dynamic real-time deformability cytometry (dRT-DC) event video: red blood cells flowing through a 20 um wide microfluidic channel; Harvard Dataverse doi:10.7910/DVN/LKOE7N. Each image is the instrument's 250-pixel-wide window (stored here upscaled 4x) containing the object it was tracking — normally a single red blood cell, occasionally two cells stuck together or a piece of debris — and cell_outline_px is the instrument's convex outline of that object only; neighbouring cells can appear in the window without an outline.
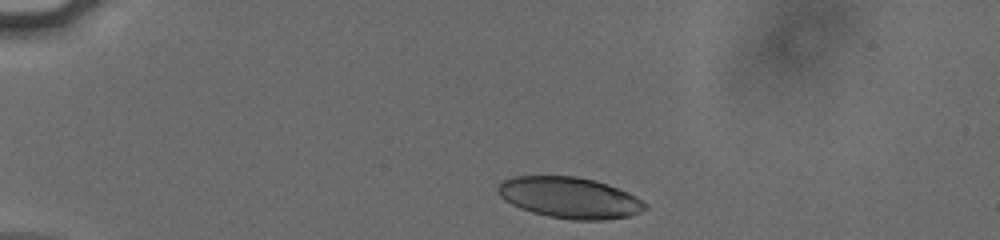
{"species": "human", "species_latin": "Homo sapiens", "temperature_condition": "cold", "stored_images_in_passage": 35, "camera_frame_rate_fps": 3000, "um_per_image_px": 0.085, "donor": {"sex": "male"}, "frame": {"image": 1, "passage_image": 1, "time_ms": 0.0, "image_size_px": [1000, 240], "cell_outline_px": [[648, 208], [640, 212], [628, 216], [604, 220], [572, 220], [548, 216], [532, 212], [520, 208], [504, 200], [500, 196], [496, 188], [504, 180], [512, 176], [576, 176], [608, 184], [628, 192], [636, 196], [648, 204]], "centroid_in_image_um": [48.43, 16.8], "position_along_channel_um": 36.6, "area_um2": 35.32}}
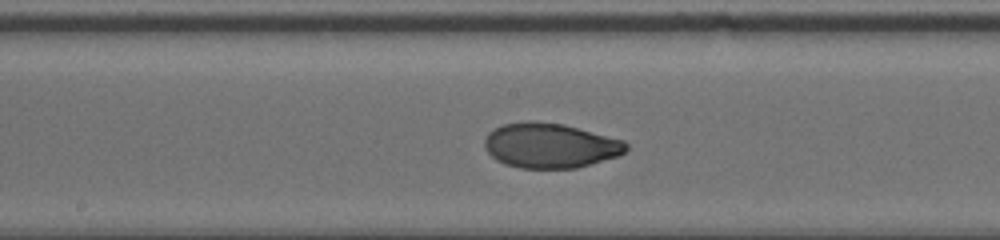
{"frame": {"image": 2, "passage_image": 19, "time_ms": 6.0, "image_size_px": [1000, 240], "cell_outline_px": [[628, 148], [620, 156], [576, 168], [520, 168], [504, 164], [496, 160], [484, 148], [484, 140], [488, 132], [492, 128], [504, 124], [528, 120], [564, 124], [624, 140], [628, 144]], "centroid_in_image_um": [46.75, 12.37], "position_along_channel_um": 201.4, "area_um2": 37.34}}
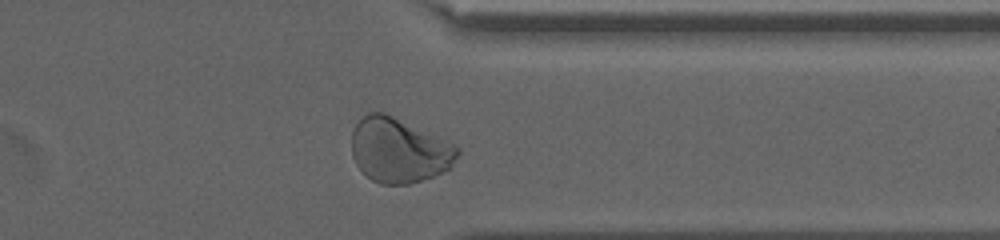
{"frame": {"image": 3, "passage_image": 33, "time_ms": 10.667, "image_size_px": [1000, 240], "cell_outline_px": [[460, 156], [452, 168], [432, 176], [408, 184], [380, 184], [372, 180], [356, 164], [352, 156], [352, 132], [356, 124], [368, 112], [384, 112], [448, 140], [456, 144], [460, 148]], "centroid_in_image_um": [33.97, 12.77], "position_along_channel_um": 377.4, "area_um2": 40.11}, "authors_computed_cell_mechanics": {"area_um2": 36.9342, "velocity_mm_per_s": 3.8111, "shape_relaxation_time_tau1_ms": 4.6096, "shape_relaxation_time_tau2_ms": 1.0472, "deformation_change_tau1": 0.1625, "deformation_change_tau2": 0.0467}}